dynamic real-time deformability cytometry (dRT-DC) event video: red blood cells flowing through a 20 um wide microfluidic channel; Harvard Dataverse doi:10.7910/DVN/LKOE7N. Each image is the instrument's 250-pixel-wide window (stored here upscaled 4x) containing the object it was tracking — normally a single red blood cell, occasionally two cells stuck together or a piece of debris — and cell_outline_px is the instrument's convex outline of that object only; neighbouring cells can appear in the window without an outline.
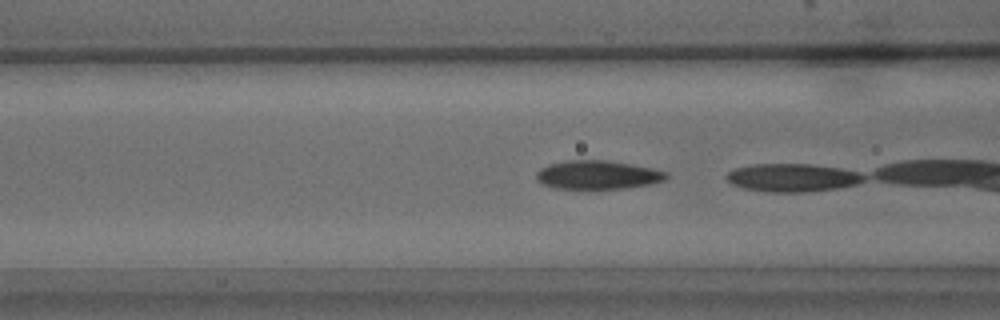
{"species": "common noctule bat (a hibernating species)", "species_latin": "Nyctalus noctula", "temperature_condition": "warm", "stored_images_in_passage": 26, "camera_frame_rate_fps": 3000, "um_per_image_px": 0.085, "animal": {"sex": "male", "body_mass_g": 15.6}, "frame": {"image": 1, "passage_image": 17, "time_ms": 5.333, "image_size_px": [1000, 320], "cell_outline_px": [[668, 176], [664, 180], [652, 184], [624, 188], [552, 188], [540, 184], [536, 180], [536, 172], [540, 168], [548, 164], [568, 160], [604, 160], [652, 168], [668, 172]], "centroid_in_image_um": [50.76, 14.86], "position_along_channel_um": 115.8, "area_um2": 21.68}}